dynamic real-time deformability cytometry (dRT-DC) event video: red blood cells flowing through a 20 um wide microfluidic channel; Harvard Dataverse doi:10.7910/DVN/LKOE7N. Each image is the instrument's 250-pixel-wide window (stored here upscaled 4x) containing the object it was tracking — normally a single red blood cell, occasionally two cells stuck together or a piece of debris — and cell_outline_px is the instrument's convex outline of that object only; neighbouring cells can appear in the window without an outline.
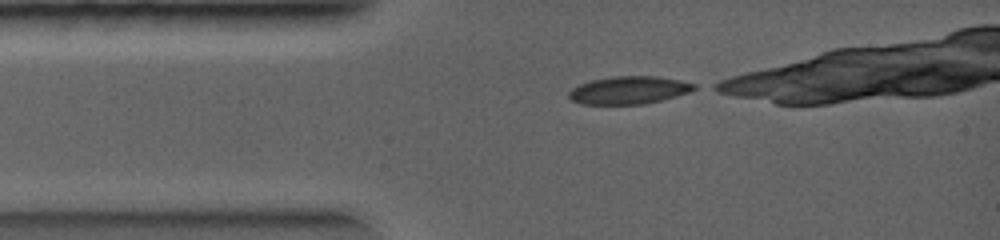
{"species": "common noctule bat (a hibernating species)", "species_latin": "Nyctalus noctula", "temperature_condition": "warm", "stored_images_in_passage": 26, "camera_frame_rate_fps": 5000, "um_per_image_px": 0.085, "animal": {"sex": "female", "body_mass_g": 19.0, "forearm_length_mm": 56.7}, "frame": {"image": 1, "passage_image": 1, "time_ms": 0.0, "image_size_px": [1000, 240], "cell_outline_px": [[696, 88], [688, 92], [676, 96], [644, 104], [580, 104], [572, 100], [568, 96], [568, 92], [572, 88], [588, 80], [612, 76], [656, 76], [680, 80], [696, 84]], "centroid_in_image_um": [53.42, 7.65], "position_along_channel_um": 31.6, "area_um2": 20.29}}
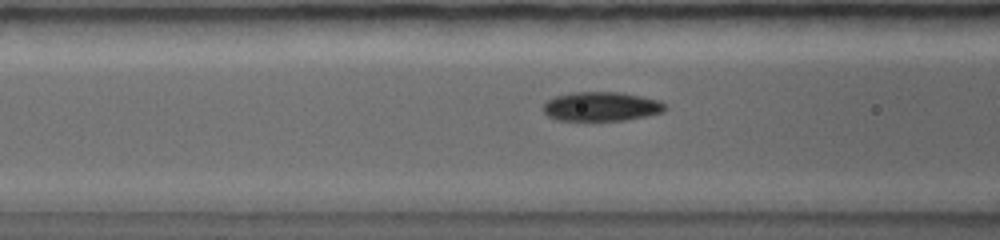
{"frame": {"image": 2, "passage_image": 7, "time_ms": 1.6, "image_size_px": [1000, 240], "cell_outline_px": [[668, 108], [664, 112], [624, 120], [556, 120], [548, 116], [544, 112], [544, 104], [548, 100], [556, 96], [572, 92], [616, 92], [640, 96], [656, 100], [664, 104]], "centroid_in_image_um": [51.09, 9.05], "position_along_channel_um": 115.5, "area_um2": 20.46}}
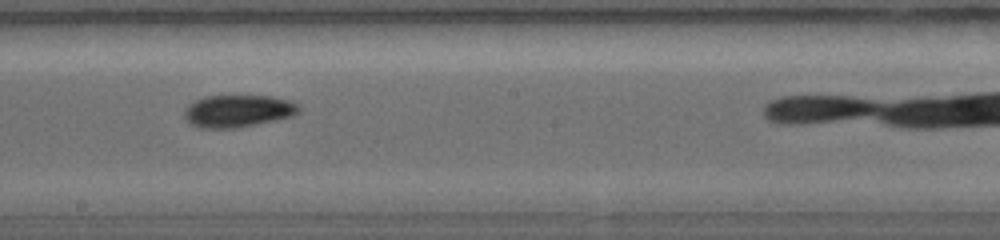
{"frame": {"image": 3, "passage_image": 13, "time_ms": 3.4, "image_size_px": [1000, 240], "cell_outline_px": [[300, 112], [292, 116], [256, 124], [236, 128], [200, 128], [192, 124], [184, 116], [184, 108], [188, 104], [204, 96], [272, 96], [288, 100], [296, 104], [300, 108]], "centroid_in_image_um": [20.2, 9.43], "position_along_channel_um": 228.0, "area_um2": 21.44}}